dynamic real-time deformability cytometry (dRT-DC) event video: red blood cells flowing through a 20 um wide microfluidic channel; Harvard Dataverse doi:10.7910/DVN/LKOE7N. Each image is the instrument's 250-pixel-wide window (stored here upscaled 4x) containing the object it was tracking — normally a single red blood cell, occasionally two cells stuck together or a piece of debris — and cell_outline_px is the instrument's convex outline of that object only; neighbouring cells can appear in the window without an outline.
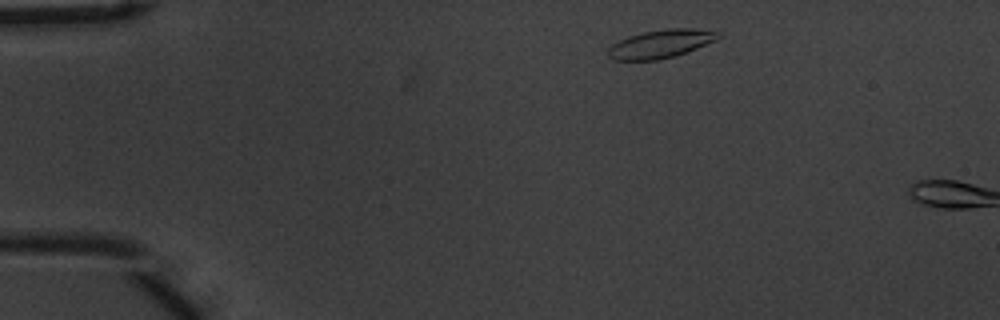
{"species": "common noctule bat (a hibernating species)", "species_latin": "Nyctalus noctula", "temperature_condition": "warm", "stored_images_in_passage": 4, "camera_frame_rate_fps": 3000, "um_per_image_px": 0.085, "animal": {"sex": "male", "body_mass_g": 20.1, "forearm_length_mm": 53.5}, "frame": {"image": 1, "passage_image": 2, "time_ms": 0.333, "image_size_px": [1000, 320], "cell_outline_px": [[724, 32], [716, 40], [696, 48], [672, 56], [656, 60], [612, 60], [608, 56], [608, 48], [612, 44], [628, 36], [644, 32], [668, 28], [692, 28]], "centroid_in_image_um": [56.16, 3.71], "position_along_channel_um": 28.8, "area_um2": 18.03}}